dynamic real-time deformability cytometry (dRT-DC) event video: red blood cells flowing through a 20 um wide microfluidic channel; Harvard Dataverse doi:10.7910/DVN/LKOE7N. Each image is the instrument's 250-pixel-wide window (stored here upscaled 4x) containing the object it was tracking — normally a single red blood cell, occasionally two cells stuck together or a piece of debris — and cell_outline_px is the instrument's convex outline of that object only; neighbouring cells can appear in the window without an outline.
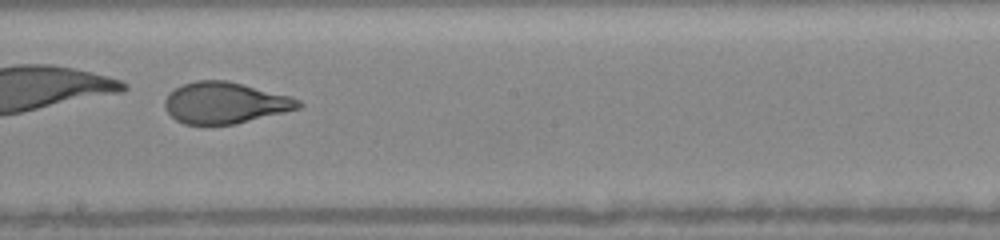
{"species": "human", "species_latin": "Homo sapiens", "temperature_condition": "warm", "stored_images_in_passage": 32, "camera_frame_rate_fps": 3000, "um_per_image_px": 0.085, "donor": {"sex": "female"}, "frame": {"image": 1, "passage_image": 23, "time_ms": 9.0, "image_size_px": [1000, 240], "cell_outline_px": [[304, 104], [300, 108], [236, 124], [204, 128], [184, 124], [176, 120], [168, 112], [164, 104], [164, 100], [168, 92], [184, 84], [196, 80], [228, 80], [288, 96], [300, 100]], "centroid_in_image_um": [19.08, 8.78], "position_along_channel_um": 229.1, "area_um2": 32.77}, "authors_computed_cell_mechanics": {"area_um2": 32.7148, "velocity_mm_per_s": 4.1359, "shape_relaxation_time_tau1_ms": 3.9766, "shape_relaxation_time_tau2_ms": null, "deformation_change_tau1": 0.2181, "deformation_change_tau2": null}}